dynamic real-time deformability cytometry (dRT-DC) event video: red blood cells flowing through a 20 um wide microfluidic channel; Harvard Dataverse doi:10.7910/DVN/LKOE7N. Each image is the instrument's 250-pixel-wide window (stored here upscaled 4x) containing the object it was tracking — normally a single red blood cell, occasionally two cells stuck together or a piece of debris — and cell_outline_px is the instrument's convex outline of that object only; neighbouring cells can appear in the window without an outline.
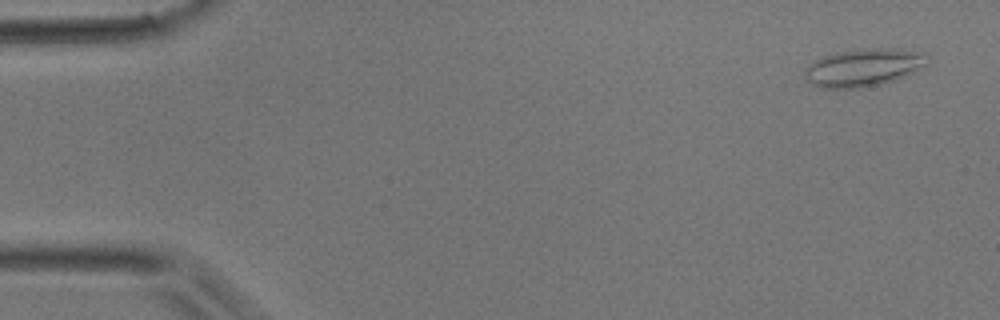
{"species": "common noctule bat (a hibernating species)", "species_latin": "Nyctalus noctula", "temperature_condition": "room temperature", "stored_images_in_passage": 43, "camera_frame_rate_fps": 3000, "um_per_image_px": 0.085, "animal": {"sex": "male", "body_mass_g": 17.9}, "frame": {"image": 1, "passage_image": 2, "time_ms": 0.333, "image_size_px": [1000, 320], "cell_outline_px": [[932, 60], [928, 64], [892, 80], [880, 84], [860, 88], [820, 88], [812, 84], [804, 76], [804, 68], [808, 64], [824, 56], [836, 52], [872, 48], [892, 48], [924, 52]], "centroid_in_image_um": [73.39, 5.73], "position_along_channel_um": 11.6, "area_um2": 26.82}}
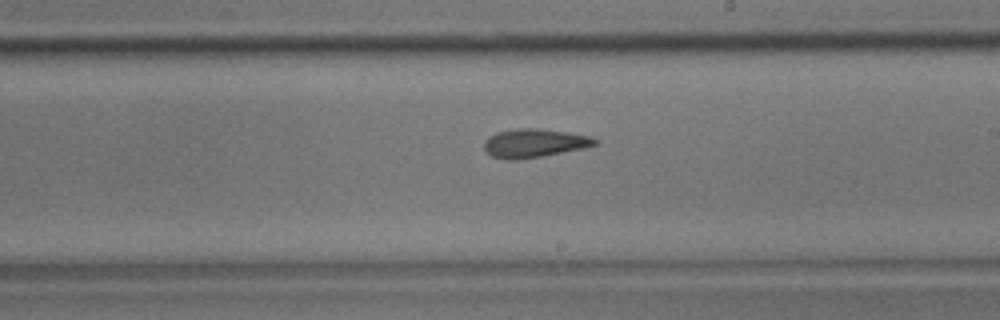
{"frame": {"image": 2, "passage_image": 25, "time_ms": 8.0, "image_size_px": [1000, 320], "cell_outline_px": [[596, 144], [584, 148], [540, 156], [516, 160], [504, 160], [492, 156], [484, 152], [484, 140], [496, 132], [516, 128], [536, 128], [564, 132], [588, 136], [596, 140]], "centroid_in_image_um": [45.31, 12.17], "position_along_channel_um": 243.7, "area_um2": 18.26}}
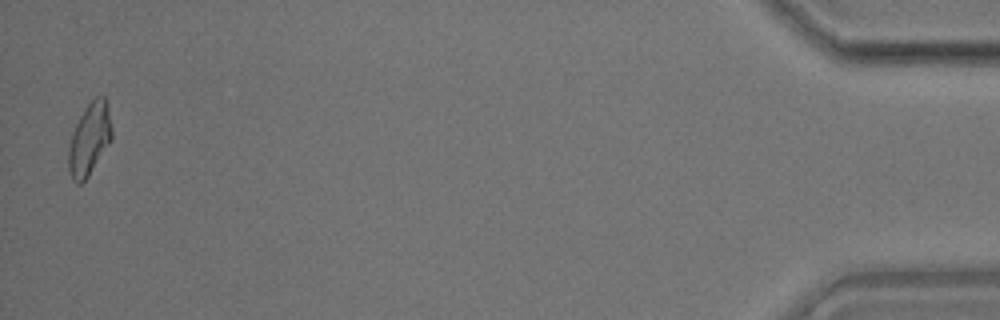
{"frame": {"image": 3, "passage_image": 43, "time_ms": 14.0, "image_size_px": [1000, 320], "cell_outline_px": [[112, 140], [88, 176], [80, 184], [76, 184], [72, 180], [68, 168], [68, 148], [72, 132], [80, 116], [88, 104], [96, 96], [104, 96], [112, 128]], "centroid_in_image_um": [7.59, 11.86], "position_along_channel_um": 427.6, "area_um2": 18.03}}